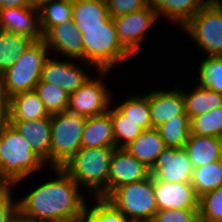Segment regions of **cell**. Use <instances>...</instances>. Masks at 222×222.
I'll return each mask as SVG.
<instances>
[{"label": "cell", "mask_w": 222, "mask_h": 222, "mask_svg": "<svg viewBox=\"0 0 222 222\" xmlns=\"http://www.w3.org/2000/svg\"><path fill=\"white\" fill-rule=\"evenodd\" d=\"M52 179L39 183L18 199L19 219L26 222H71L81 218L88 195L61 167L50 168Z\"/></svg>", "instance_id": "1"}, {"label": "cell", "mask_w": 222, "mask_h": 222, "mask_svg": "<svg viewBox=\"0 0 222 222\" xmlns=\"http://www.w3.org/2000/svg\"><path fill=\"white\" fill-rule=\"evenodd\" d=\"M1 146L0 177L11 188H18L17 185L27 181V177H33V174L47 166L7 120L2 123Z\"/></svg>", "instance_id": "2"}, {"label": "cell", "mask_w": 222, "mask_h": 222, "mask_svg": "<svg viewBox=\"0 0 222 222\" xmlns=\"http://www.w3.org/2000/svg\"><path fill=\"white\" fill-rule=\"evenodd\" d=\"M115 147H81L63 168L90 198H107L110 159Z\"/></svg>", "instance_id": "3"}, {"label": "cell", "mask_w": 222, "mask_h": 222, "mask_svg": "<svg viewBox=\"0 0 222 222\" xmlns=\"http://www.w3.org/2000/svg\"><path fill=\"white\" fill-rule=\"evenodd\" d=\"M84 44V61L97 70H110L127 59H134L119 42L114 20L111 17L105 25L81 27Z\"/></svg>", "instance_id": "4"}, {"label": "cell", "mask_w": 222, "mask_h": 222, "mask_svg": "<svg viewBox=\"0 0 222 222\" xmlns=\"http://www.w3.org/2000/svg\"><path fill=\"white\" fill-rule=\"evenodd\" d=\"M49 54L50 50L44 40L34 41L14 64L1 74L0 89L5 101L18 93L35 89Z\"/></svg>", "instance_id": "5"}, {"label": "cell", "mask_w": 222, "mask_h": 222, "mask_svg": "<svg viewBox=\"0 0 222 222\" xmlns=\"http://www.w3.org/2000/svg\"><path fill=\"white\" fill-rule=\"evenodd\" d=\"M106 200L129 222H151L158 211L152 175L142 181L122 185Z\"/></svg>", "instance_id": "6"}, {"label": "cell", "mask_w": 222, "mask_h": 222, "mask_svg": "<svg viewBox=\"0 0 222 222\" xmlns=\"http://www.w3.org/2000/svg\"><path fill=\"white\" fill-rule=\"evenodd\" d=\"M86 117L67 111L51 115L50 167H62L82 147Z\"/></svg>", "instance_id": "7"}, {"label": "cell", "mask_w": 222, "mask_h": 222, "mask_svg": "<svg viewBox=\"0 0 222 222\" xmlns=\"http://www.w3.org/2000/svg\"><path fill=\"white\" fill-rule=\"evenodd\" d=\"M180 30L204 56H222V13L214 3H207Z\"/></svg>", "instance_id": "8"}, {"label": "cell", "mask_w": 222, "mask_h": 222, "mask_svg": "<svg viewBox=\"0 0 222 222\" xmlns=\"http://www.w3.org/2000/svg\"><path fill=\"white\" fill-rule=\"evenodd\" d=\"M97 77L91 76L75 92L69 94L67 110L84 117L107 113L112 102L113 93L104 80L109 79L110 70H97Z\"/></svg>", "instance_id": "9"}, {"label": "cell", "mask_w": 222, "mask_h": 222, "mask_svg": "<svg viewBox=\"0 0 222 222\" xmlns=\"http://www.w3.org/2000/svg\"><path fill=\"white\" fill-rule=\"evenodd\" d=\"M158 19V20H157ZM117 36L122 47L133 57H138L152 25L159 21L156 10L148 4L145 8L114 17Z\"/></svg>", "instance_id": "10"}, {"label": "cell", "mask_w": 222, "mask_h": 222, "mask_svg": "<svg viewBox=\"0 0 222 222\" xmlns=\"http://www.w3.org/2000/svg\"><path fill=\"white\" fill-rule=\"evenodd\" d=\"M52 56L53 55L46 60L40 80L61 87L68 94L75 92L92 76L87 71H90V69L97 71V69L88 62L77 60L78 62L76 63V59H58V57Z\"/></svg>", "instance_id": "11"}, {"label": "cell", "mask_w": 222, "mask_h": 222, "mask_svg": "<svg viewBox=\"0 0 222 222\" xmlns=\"http://www.w3.org/2000/svg\"><path fill=\"white\" fill-rule=\"evenodd\" d=\"M193 165L185 148L166 147L150 169L153 179L171 183H190Z\"/></svg>", "instance_id": "12"}, {"label": "cell", "mask_w": 222, "mask_h": 222, "mask_svg": "<svg viewBox=\"0 0 222 222\" xmlns=\"http://www.w3.org/2000/svg\"><path fill=\"white\" fill-rule=\"evenodd\" d=\"M151 175L150 169L124 148H114L109 167L107 197L125 184L142 181Z\"/></svg>", "instance_id": "13"}, {"label": "cell", "mask_w": 222, "mask_h": 222, "mask_svg": "<svg viewBox=\"0 0 222 222\" xmlns=\"http://www.w3.org/2000/svg\"><path fill=\"white\" fill-rule=\"evenodd\" d=\"M43 40L50 53H53L56 57L59 58L60 55L61 58L84 61V44L81 33L72 19L53 26L44 35Z\"/></svg>", "instance_id": "14"}, {"label": "cell", "mask_w": 222, "mask_h": 222, "mask_svg": "<svg viewBox=\"0 0 222 222\" xmlns=\"http://www.w3.org/2000/svg\"><path fill=\"white\" fill-rule=\"evenodd\" d=\"M0 30L25 35L34 41L44 39L39 9L32 6L1 8Z\"/></svg>", "instance_id": "15"}, {"label": "cell", "mask_w": 222, "mask_h": 222, "mask_svg": "<svg viewBox=\"0 0 222 222\" xmlns=\"http://www.w3.org/2000/svg\"><path fill=\"white\" fill-rule=\"evenodd\" d=\"M175 88V89H174ZM148 91V102L151 113L152 128H157L164 122L177 118L185 113L184 97L181 86L171 89H154Z\"/></svg>", "instance_id": "16"}, {"label": "cell", "mask_w": 222, "mask_h": 222, "mask_svg": "<svg viewBox=\"0 0 222 222\" xmlns=\"http://www.w3.org/2000/svg\"><path fill=\"white\" fill-rule=\"evenodd\" d=\"M158 210L199 208V197L191 183H171L153 179Z\"/></svg>", "instance_id": "17"}, {"label": "cell", "mask_w": 222, "mask_h": 222, "mask_svg": "<svg viewBox=\"0 0 222 222\" xmlns=\"http://www.w3.org/2000/svg\"><path fill=\"white\" fill-rule=\"evenodd\" d=\"M30 143L32 151L50 166L51 116L36 120H7Z\"/></svg>", "instance_id": "18"}, {"label": "cell", "mask_w": 222, "mask_h": 222, "mask_svg": "<svg viewBox=\"0 0 222 222\" xmlns=\"http://www.w3.org/2000/svg\"><path fill=\"white\" fill-rule=\"evenodd\" d=\"M149 4L161 16L179 30L207 3L205 0H149Z\"/></svg>", "instance_id": "19"}, {"label": "cell", "mask_w": 222, "mask_h": 222, "mask_svg": "<svg viewBox=\"0 0 222 222\" xmlns=\"http://www.w3.org/2000/svg\"><path fill=\"white\" fill-rule=\"evenodd\" d=\"M51 116L38 94L33 91L18 93L6 101V120H36Z\"/></svg>", "instance_id": "20"}, {"label": "cell", "mask_w": 222, "mask_h": 222, "mask_svg": "<svg viewBox=\"0 0 222 222\" xmlns=\"http://www.w3.org/2000/svg\"><path fill=\"white\" fill-rule=\"evenodd\" d=\"M193 167L204 166L222 159V138L191 134L184 147Z\"/></svg>", "instance_id": "21"}, {"label": "cell", "mask_w": 222, "mask_h": 222, "mask_svg": "<svg viewBox=\"0 0 222 222\" xmlns=\"http://www.w3.org/2000/svg\"><path fill=\"white\" fill-rule=\"evenodd\" d=\"M82 147H115L110 112L87 117L82 135Z\"/></svg>", "instance_id": "22"}, {"label": "cell", "mask_w": 222, "mask_h": 222, "mask_svg": "<svg viewBox=\"0 0 222 222\" xmlns=\"http://www.w3.org/2000/svg\"><path fill=\"white\" fill-rule=\"evenodd\" d=\"M166 148L156 128L143 130L141 134L124 149L151 169L158 156Z\"/></svg>", "instance_id": "23"}, {"label": "cell", "mask_w": 222, "mask_h": 222, "mask_svg": "<svg viewBox=\"0 0 222 222\" xmlns=\"http://www.w3.org/2000/svg\"><path fill=\"white\" fill-rule=\"evenodd\" d=\"M110 18L106 2L73 0L72 20L80 33L81 27L102 26Z\"/></svg>", "instance_id": "24"}, {"label": "cell", "mask_w": 222, "mask_h": 222, "mask_svg": "<svg viewBox=\"0 0 222 222\" xmlns=\"http://www.w3.org/2000/svg\"><path fill=\"white\" fill-rule=\"evenodd\" d=\"M194 86L190 92L182 88L185 113L190 119L222 106V94L208 88H200L198 85Z\"/></svg>", "instance_id": "25"}, {"label": "cell", "mask_w": 222, "mask_h": 222, "mask_svg": "<svg viewBox=\"0 0 222 222\" xmlns=\"http://www.w3.org/2000/svg\"><path fill=\"white\" fill-rule=\"evenodd\" d=\"M33 42L34 40L28 36L0 30V76Z\"/></svg>", "instance_id": "26"}, {"label": "cell", "mask_w": 222, "mask_h": 222, "mask_svg": "<svg viewBox=\"0 0 222 222\" xmlns=\"http://www.w3.org/2000/svg\"><path fill=\"white\" fill-rule=\"evenodd\" d=\"M115 106L125 115V119L132 120L144 130L152 128L148 92L146 94L137 92L128 96L123 102L116 103Z\"/></svg>", "instance_id": "27"}, {"label": "cell", "mask_w": 222, "mask_h": 222, "mask_svg": "<svg viewBox=\"0 0 222 222\" xmlns=\"http://www.w3.org/2000/svg\"><path fill=\"white\" fill-rule=\"evenodd\" d=\"M43 35L53 26L70 21L73 14V0H49L39 8Z\"/></svg>", "instance_id": "28"}, {"label": "cell", "mask_w": 222, "mask_h": 222, "mask_svg": "<svg viewBox=\"0 0 222 222\" xmlns=\"http://www.w3.org/2000/svg\"><path fill=\"white\" fill-rule=\"evenodd\" d=\"M190 183L199 198L222 186V159L204 166L195 167Z\"/></svg>", "instance_id": "29"}, {"label": "cell", "mask_w": 222, "mask_h": 222, "mask_svg": "<svg viewBox=\"0 0 222 222\" xmlns=\"http://www.w3.org/2000/svg\"><path fill=\"white\" fill-rule=\"evenodd\" d=\"M166 147L184 148L190 136V118L177 115L156 128Z\"/></svg>", "instance_id": "30"}, {"label": "cell", "mask_w": 222, "mask_h": 222, "mask_svg": "<svg viewBox=\"0 0 222 222\" xmlns=\"http://www.w3.org/2000/svg\"><path fill=\"white\" fill-rule=\"evenodd\" d=\"M113 122V135L115 148H125L135 140L144 130L132 120L125 119V115L115 106V102L109 107Z\"/></svg>", "instance_id": "31"}, {"label": "cell", "mask_w": 222, "mask_h": 222, "mask_svg": "<svg viewBox=\"0 0 222 222\" xmlns=\"http://www.w3.org/2000/svg\"><path fill=\"white\" fill-rule=\"evenodd\" d=\"M197 69V85L222 94V56H205Z\"/></svg>", "instance_id": "32"}, {"label": "cell", "mask_w": 222, "mask_h": 222, "mask_svg": "<svg viewBox=\"0 0 222 222\" xmlns=\"http://www.w3.org/2000/svg\"><path fill=\"white\" fill-rule=\"evenodd\" d=\"M86 204L81 219L84 222H129L128 219L105 198H92ZM89 205V206H88Z\"/></svg>", "instance_id": "33"}, {"label": "cell", "mask_w": 222, "mask_h": 222, "mask_svg": "<svg viewBox=\"0 0 222 222\" xmlns=\"http://www.w3.org/2000/svg\"><path fill=\"white\" fill-rule=\"evenodd\" d=\"M34 91L38 94L50 115L67 111L69 94L61 87L40 80Z\"/></svg>", "instance_id": "34"}, {"label": "cell", "mask_w": 222, "mask_h": 222, "mask_svg": "<svg viewBox=\"0 0 222 222\" xmlns=\"http://www.w3.org/2000/svg\"><path fill=\"white\" fill-rule=\"evenodd\" d=\"M190 133L222 138V106L190 119Z\"/></svg>", "instance_id": "35"}, {"label": "cell", "mask_w": 222, "mask_h": 222, "mask_svg": "<svg viewBox=\"0 0 222 222\" xmlns=\"http://www.w3.org/2000/svg\"><path fill=\"white\" fill-rule=\"evenodd\" d=\"M200 222H222V186L199 199Z\"/></svg>", "instance_id": "36"}, {"label": "cell", "mask_w": 222, "mask_h": 222, "mask_svg": "<svg viewBox=\"0 0 222 222\" xmlns=\"http://www.w3.org/2000/svg\"><path fill=\"white\" fill-rule=\"evenodd\" d=\"M151 222H200L199 208L158 210Z\"/></svg>", "instance_id": "37"}, {"label": "cell", "mask_w": 222, "mask_h": 222, "mask_svg": "<svg viewBox=\"0 0 222 222\" xmlns=\"http://www.w3.org/2000/svg\"><path fill=\"white\" fill-rule=\"evenodd\" d=\"M106 4L109 15L114 18L145 8L149 0H107Z\"/></svg>", "instance_id": "38"}, {"label": "cell", "mask_w": 222, "mask_h": 222, "mask_svg": "<svg viewBox=\"0 0 222 222\" xmlns=\"http://www.w3.org/2000/svg\"><path fill=\"white\" fill-rule=\"evenodd\" d=\"M13 192L15 193V190L11 188L0 199V222H17L19 220L18 200L13 198L17 195L15 196Z\"/></svg>", "instance_id": "39"}, {"label": "cell", "mask_w": 222, "mask_h": 222, "mask_svg": "<svg viewBox=\"0 0 222 222\" xmlns=\"http://www.w3.org/2000/svg\"><path fill=\"white\" fill-rule=\"evenodd\" d=\"M30 6L27 0H0V9L9 7H28Z\"/></svg>", "instance_id": "40"}, {"label": "cell", "mask_w": 222, "mask_h": 222, "mask_svg": "<svg viewBox=\"0 0 222 222\" xmlns=\"http://www.w3.org/2000/svg\"><path fill=\"white\" fill-rule=\"evenodd\" d=\"M6 120V101L3 99L0 89V124Z\"/></svg>", "instance_id": "41"}, {"label": "cell", "mask_w": 222, "mask_h": 222, "mask_svg": "<svg viewBox=\"0 0 222 222\" xmlns=\"http://www.w3.org/2000/svg\"><path fill=\"white\" fill-rule=\"evenodd\" d=\"M29 5L35 8H39L44 2L49 0H27Z\"/></svg>", "instance_id": "42"}, {"label": "cell", "mask_w": 222, "mask_h": 222, "mask_svg": "<svg viewBox=\"0 0 222 222\" xmlns=\"http://www.w3.org/2000/svg\"><path fill=\"white\" fill-rule=\"evenodd\" d=\"M11 189L8 184H0V199Z\"/></svg>", "instance_id": "43"}, {"label": "cell", "mask_w": 222, "mask_h": 222, "mask_svg": "<svg viewBox=\"0 0 222 222\" xmlns=\"http://www.w3.org/2000/svg\"><path fill=\"white\" fill-rule=\"evenodd\" d=\"M2 123L0 124V168H1Z\"/></svg>", "instance_id": "44"}, {"label": "cell", "mask_w": 222, "mask_h": 222, "mask_svg": "<svg viewBox=\"0 0 222 222\" xmlns=\"http://www.w3.org/2000/svg\"><path fill=\"white\" fill-rule=\"evenodd\" d=\"M214 4L217 6V8L221 11L222 13V0H216Z\"/></svg>", "instance_id": "45"}, {"label": "cell", "mask_w": 222, "mask_h": 222, "mask_svg": "<svg viewBox=\"0 0 222 222\" xmlns=\"http://www.w3.org/2000/svg\"><path fill=\"white\" fill-rule=\"evenodd\" d=\"M216 0H205L206 3H214Z\"/></svg>", "instance_id": "46"}, {"label": "cell", "mask_w": 222, "mask_h": 222, "mask_svg": "<svg viewBox=\"0 0 222 222\" xmlns=\"http://www.w3.org/2000/svg\"><path fill=\"white\" fill-rule=\"evenodd\" d=\"M0 184H7V183L0 177Z\"/></svg>", "instance_id": "47"}, {"label": "cell", "mask_w": 222, "mask_h": 222, "mask_svg": "<svg viewBox=\"0 0 222 222\" xmlns=\"http://www.w3.org/2000/svg\"><path fill=\"white\" fill-rule=\"evenodd\" d=\"M71 222H84V221L80 218V219H77V220H74V221H71Z\"/></svg>", "instance_id": "48"}, {"label": "cell", "mask_w": 222, "mask_h": 222, "mask_svg": "<svg viewBox=\"0 0 222 222\" xmlns=\"http://www.w3.org/2000/svg\"><path fill=\"white\" fill-rule=\"evenodd\" d=\"M17 222H26V221H23V220L19 219Z\"/></svg>", "instance_id": "49"}]
</instances>
